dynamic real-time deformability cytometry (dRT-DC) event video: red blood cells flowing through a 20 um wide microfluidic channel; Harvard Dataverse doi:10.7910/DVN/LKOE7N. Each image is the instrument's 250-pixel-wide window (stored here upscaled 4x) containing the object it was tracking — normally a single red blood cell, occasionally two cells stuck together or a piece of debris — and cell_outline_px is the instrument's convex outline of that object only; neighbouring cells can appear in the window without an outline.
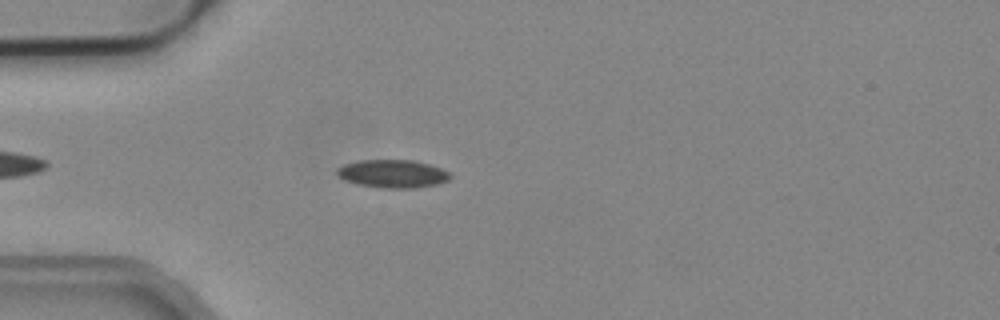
{"species": "common noctule bat (a hibernating species)", "species_latin": "Nyctalus noctula", "temperature_condition": "cold", "stored_images_in_passage": 38, "camera_frame_rate_fps": 3000, "um_per_image_px": 0.085, "animal": {"sex": "male", "body_mass_g": 19.2, "forearm_length_mm": 51.8}, "frame": {"image": 1, "passage_image": 7, "time_ms": 2.0, "image_size_px": [1000, 320], "cell_outline_px": [[452, 176], [448, 180], [440, 184], [412, 188], [380, 188], [356, 184], [344, 180], [336, 172], [336, 168], [344, 164], [356, 160], [412, 160], [428, 164], [440, 168], [448, 172]], "centroid_in_image_um": [33.35, 14.77], "position_along_channel_um": 51.6, "area_um2": 18.61}}
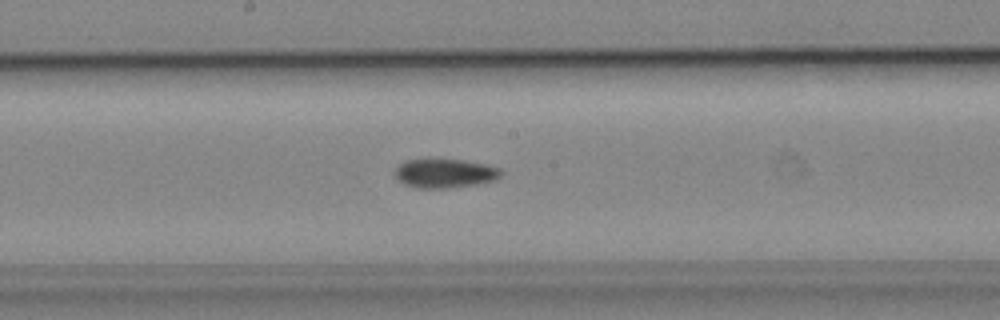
{"frame": {"image": 2, "passage_image": 20, "time_ms": 6.333, "image_size_px": [1000, 320], "cell_outline_px": [[504, 172], [496, 180], [476, 184], [444, 188], [420, 188], [408, 184], [400, 180], [392, 172], [404, 160], [436, 156], [484, 164], [500, 168]], "centroid_in_image_um": [37.8, 14.68], "position_along_channel_um": 210.4, "area_um2": 18.38}}
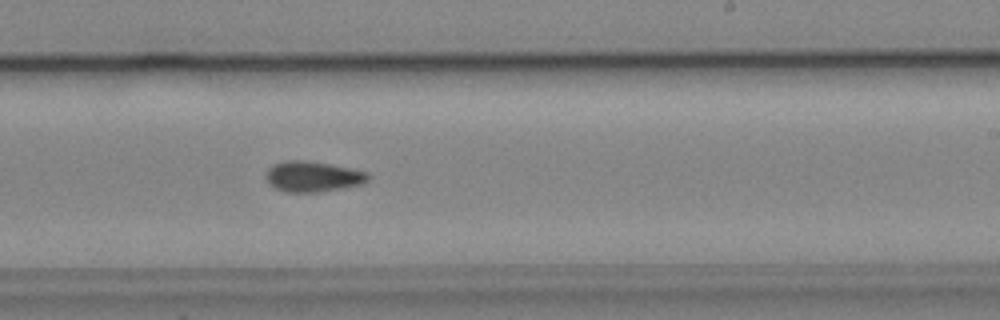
{"frame": {"image": 3, "passage_image": 24, "time_ms": 7.667, "image_size_px": [1000, 320], "cell_outline_px": [[372, 176], [368, 180], [360, 184], [316, 192], [288, 192], [276, 188], [264, 176], [264, 172], [272, 164], [284, 160], [308, 160], [352, 168], [368, 172]], "centroid_in_image_um": [26.58, 14.97], "position_along_channel_um": 262.4, "area_um2": 18.21}, "authors_computed_cell_mechanics": {"area_um2": 17.7157, "velocity_mm_per_s": 3.9209, "shape_relaxation_time_tau1_ms": 5.0026, "shape_relaxation_time_tau2_ms": 5.5268, "deformation_change_tau1": 0.1122, "deformation_change_tau2": 0.116}}